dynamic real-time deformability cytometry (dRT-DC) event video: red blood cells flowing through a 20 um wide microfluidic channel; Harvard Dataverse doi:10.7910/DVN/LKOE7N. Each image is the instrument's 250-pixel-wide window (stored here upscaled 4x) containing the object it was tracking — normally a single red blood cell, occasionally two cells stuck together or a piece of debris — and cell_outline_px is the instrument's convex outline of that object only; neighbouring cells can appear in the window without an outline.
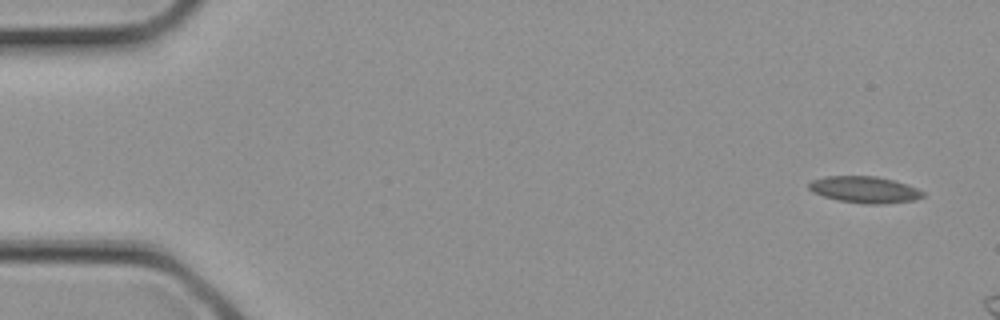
{"species": "common noctule bat (a hibernating species)", "species_latin": "Nyctalus noctula", "temperature_condition": "cold", "stored_images_in_passage": 3, "camera_frame_rate_fps": 3000, "um_per_image_px": 0.085, "animal": {"sex": "female", "body_mass_g": 21.9}, "frame": {"image": 1, "passage_image": 1, "time_ms": 0.0, "image_size_px": [1000, 320], "cell_outline_px": [[924, 196], [916, 200], [880, 204], [864, 204], [840, 200], [824, 196], [812, 192], [808, 188], [808, 184], [812, 180], [824, 176], [876, 176], [908, 184], [924, 192]], "centroid_in_image_um": [73.49, 16.11], "position_along_channel_um": 11.5, "area_um2": 17.63}}